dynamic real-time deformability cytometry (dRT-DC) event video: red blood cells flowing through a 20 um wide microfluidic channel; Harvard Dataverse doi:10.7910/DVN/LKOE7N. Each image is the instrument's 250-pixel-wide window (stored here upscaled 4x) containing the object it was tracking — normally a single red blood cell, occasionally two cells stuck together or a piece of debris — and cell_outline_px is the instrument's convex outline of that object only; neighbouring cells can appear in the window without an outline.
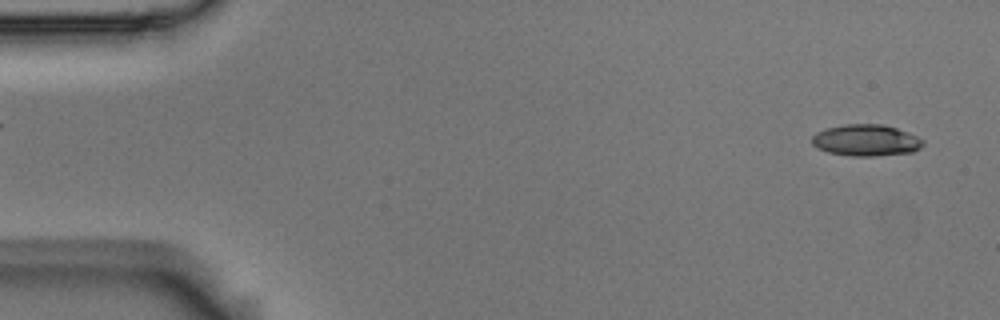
{"species": "Egyptian fruit bat (a non-hibernating species)", "species_latin": "Rousettus aegyptiacus", "temperature_condition": "room temperature", "stored_images_in_passage": 34, "camera_frame_rate_fps": 3000, "um_per_image_px": 0.085, "animal": {"sex": "male"}, "frame": {"image": 1, "passage_image": 2, "time_ms": 0.333, "image_size_px": [1000, 320], "cell_outline_px": [[924, 144], [920, 148], [912, 152], [872, 156], [852, 156], [828, 152], [816, 148], [812, 144], [812, 136], [816, 132], [824, 128], [844, 124], [884, 124], [896, 128], [916, 136], [924, 140]], "centroid_in_image_um": [73.58, 11.92], "position_along_channel_um": 11.4, "area_um2": 20.46}}
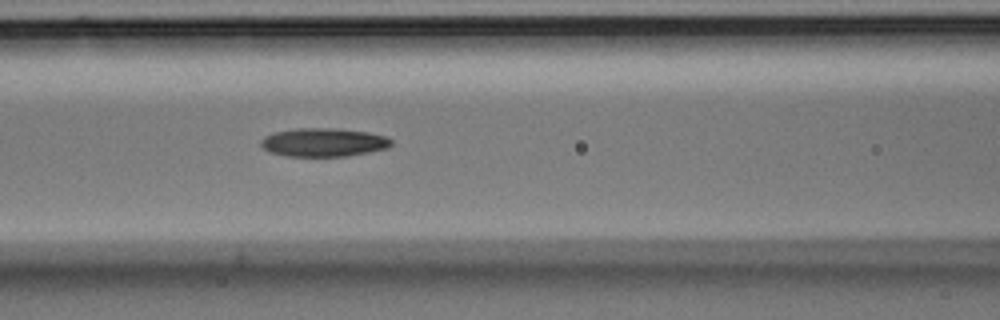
{"frame": {"image": 2, "passage_image": 22, "time_ms": 7.0, "image_size_px": [1000, 320], "cell_outline_px": [[392, 144], [388, 148], [348, 156], [284, 156], [268, 152], [260, 144], [260, 140], [264, 136], [276, 132], [296, 128], [336, 128], [368, 132], [384, 136], [392, 140]], "centroid_in_image_um": [27.48, 12.1], "position_along_channel_um": 139.1, "area_um2": 21.73}}
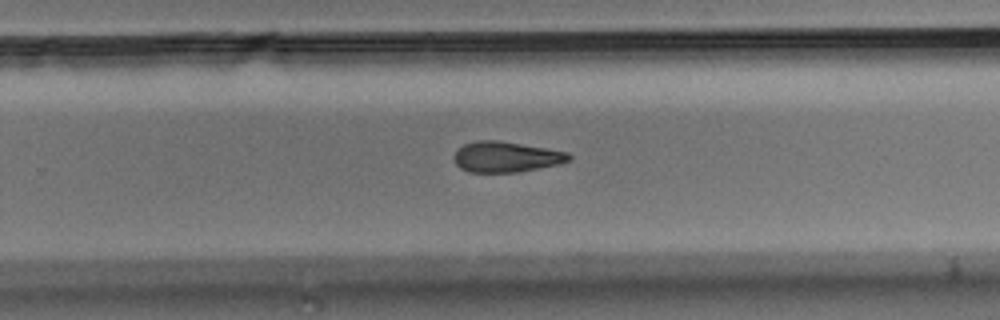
{"frame": {"image": 3, "passage_image": 34, "time_ms": 11.0, "image_size_px": [1000, 320], "cell_outline_px": [[572, 160], [560, 164], [516, 172], [468, 172], [460, 168], [456, 164], [452, 156], [456, 148], [464, 144], [476, 140], [496, 140], [568, 152], [572, 156]], "centroid_in_image_um": [42.98, 13.33], "position_along_channel_um": 286.8, "area_um2": 20.58}}